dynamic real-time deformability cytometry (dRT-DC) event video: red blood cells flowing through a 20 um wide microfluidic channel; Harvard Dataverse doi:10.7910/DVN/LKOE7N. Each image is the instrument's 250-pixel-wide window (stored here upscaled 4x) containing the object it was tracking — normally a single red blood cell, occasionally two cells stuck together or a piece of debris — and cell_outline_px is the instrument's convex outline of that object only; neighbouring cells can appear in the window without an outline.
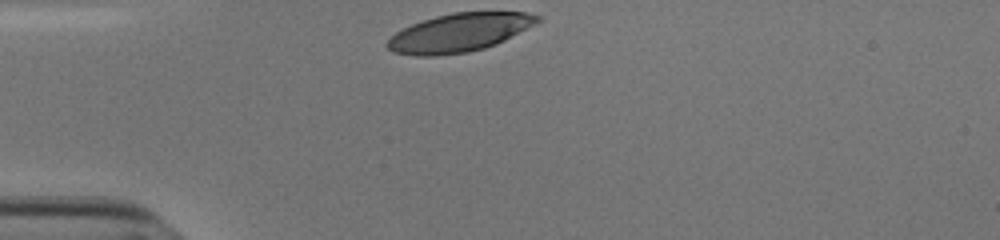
{"species": "human", "species_latin": "Homo sapiens", "temperature_condition": "cold", "stored_images_in_passage": 29, "camera_frame_rate_fps": 3000, "um_per_image_px": 0.085, "donor": {"sex": "male"}, "frame": {"image": 1, "passage_image": 1, "time_ms": 0.0, "image_size_px": [1000, 240], "cell_outline_px": [[540, 20], [504, 40], [496, 44], [484, 48], [468, 52], [436, 56], [416, 56], [392, 52], [384, 44], [396, 32], [412, 24], [436, 16], [452, 12], [528, 12], [540, 16]], "centroid_in_image_um": [38.99, 2.78], "position_along_channel_um": 46.0, "area_um2": 33.29}}
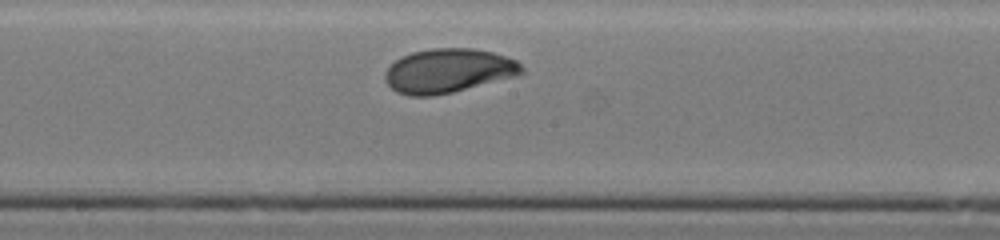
{"frame": {"image": 2, "passage_image": 16, "time_ms": 5.0, "image_size_px": [1000, 240], "cell_outline_px": [[524, 72], [516, 76], [452, 92], [432, 96], [408, 96], [396, 92], [384, 80], [384, 72], [400, 56], [412, 52], [432, 48], [472, 48], [492, 52], [516, 60], [524, 68]], "centroid_in_image_um": [38.08, 6.01], "position_along_channel_um": 210.1, "area_um2": 35.14}}
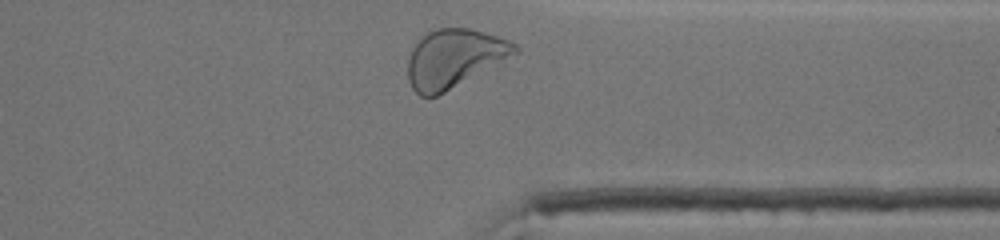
{"frame": {"image": 3, "passage_image": 29, "time_ms": 9.333, "image_size_px": [1000, 240], "cell_outline_px": [[520, 52], [444, 92], [436, 96], [420, 96], [412, 88], [408, 80], [408, 60], [412, 48], [428, 32], [436, 28], [472, 28], [508, 40], [516, 44], [520, 48]], "centroid_in_image_um": [38.61, 4.95], "position_along_channel_um": 372.8, "area_um2": 36.01}, "authors_computed_cell_mechanics": {"area_um2": 34.7378, "velocity_mm_per_s": 3.7732, "shape_relaxation_time_tau1_ms": 2.9729, "shape_relaxation_time_tau2_ms": 0.8761, "deformation_change_tau1": 0.1479, "deformation_change_tau2": 0.047}}